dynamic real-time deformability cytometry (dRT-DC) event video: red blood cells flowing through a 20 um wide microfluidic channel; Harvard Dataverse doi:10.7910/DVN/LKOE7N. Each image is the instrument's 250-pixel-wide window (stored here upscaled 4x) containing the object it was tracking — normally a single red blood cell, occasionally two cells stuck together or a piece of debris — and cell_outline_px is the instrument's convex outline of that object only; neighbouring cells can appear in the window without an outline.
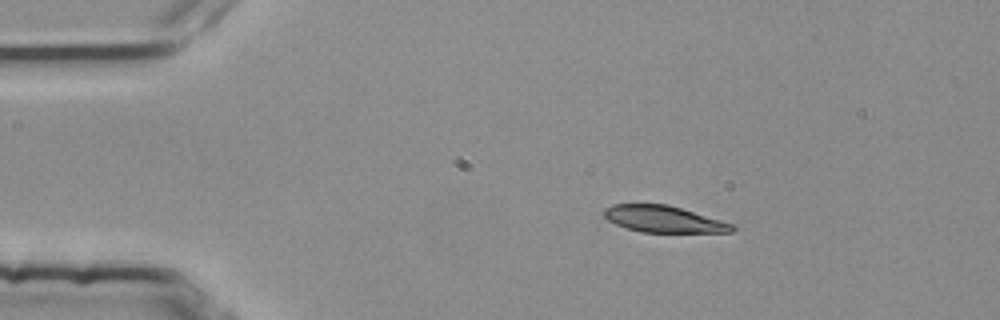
{"species": "common noctule bat (a hibernating species)", "species_latin": "Nyctalus noctula", "temperature_condition": "room temperature", "stored_images_in_passage": 44, "camera_frame_rate_fps": 3000, "um_per_image_px": 0.085, "animal": {"sex": "female", "body_mass_g": 25.1}, "frame": {"image": 1, "passage_image": 1, "time_ms": 0.0, "image_size_px": [1000, 320], "cell_outline_px": [[736, 228], [732, 232], [640, 232], [616, 224], [608, 220], [604, 216], [604, 208], [612, 204], [668, 204], [720, 220], [732, 224]], "centroid_in_image_um": [56.38, 18.62], "position_along_channel_um": 28.6, "area_um2": 19.65}}
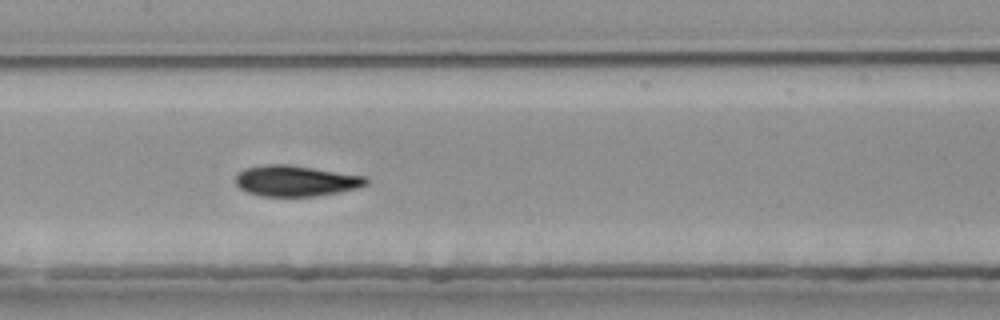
{"frame": {"image": 2, "passage_image": 18, "time_ms": 5.667, "image_size_px": [1000, 320], "cell_outline_px": [[368, 184], [356, 188], [316, 196], [260, 196], [248, 192], [240, 188], [236, 184], [236, 176], [244, 168], [268, 164], [284, 164], [312, 168], [364, 176], [368, 180]], "centroid_in_image_um": [25.11, 15.37], "position_along_channel_um": 182.3, "area_um2": 23.06}}
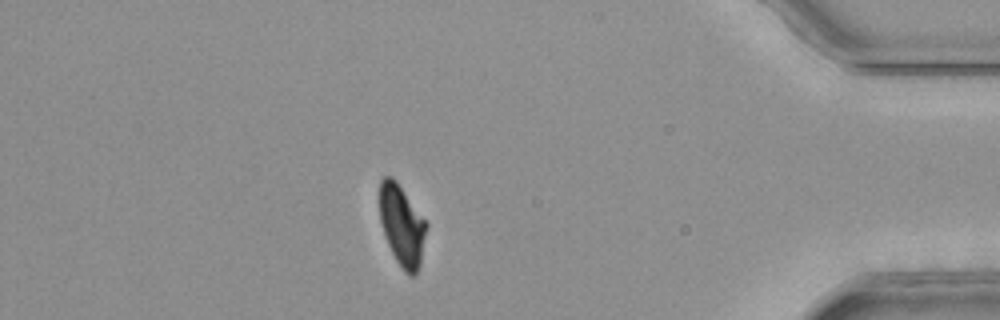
{"frame": {"image": 3, "passage_image": 39, "time_ms": 12.667, "image_size_px": [1000, 320], "cell_outline_px": [[428, 224], [420, 264], [416, 272], [412, 276], [408, 276], [404, 272], [396, 260], [384, 236], [380, 220], [380, 180], [384, 176], [392, 176], [396, 180]], "centroid_in_image_um": [34.16, 19.16], "position_along_channel_um": 401.0, "area_um2": 21.96}, "authors_computed_cell_mechanics": {"area_um2": 23.3801, "velocity_mm_per_s": 3.7698, "shape_relaxation_time_tau1_ms": 4.3203, "shape_relaxation_time_tau2_ms": 1.9382, "deformation_change_tau1": 0.1457, "deformation_change_tau2": 0.0501}}